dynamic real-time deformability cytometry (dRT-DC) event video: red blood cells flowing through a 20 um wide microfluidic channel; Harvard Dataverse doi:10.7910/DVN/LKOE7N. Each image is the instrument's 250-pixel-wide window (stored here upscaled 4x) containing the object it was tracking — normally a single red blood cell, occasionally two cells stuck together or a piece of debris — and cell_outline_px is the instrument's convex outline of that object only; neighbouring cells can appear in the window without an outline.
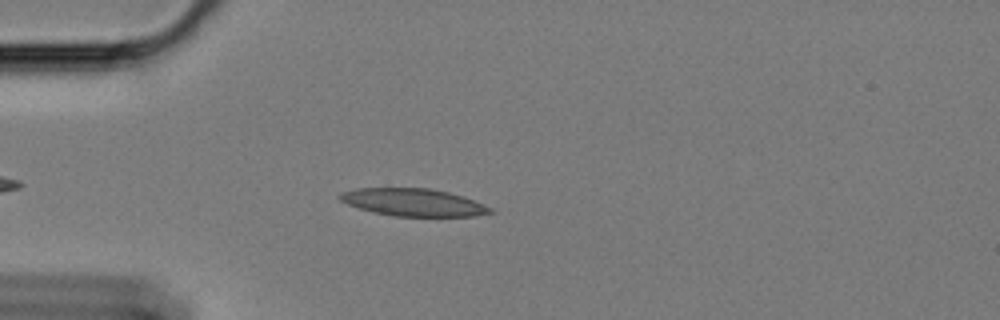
{"species": "Egyptian fruit bat (a non-hibernating species)", "species_latin": "Rousettus aegyptiacus", "temperature_condition": "cold", "stored_images_in_passage": 47, "camera_frame_rate_fps": 3000, "um_per_image_px": 0.085, "animal": {"sex": "female"}, "frame": {"image": 1, "passage_image": 8, "time_ms": 2.333, "image_size_px": [1000, 320], "cell_outline_px": [[496, 212], [476, 216], [396, 216], [372, 212], [348, 204], [340, 200], [336, 196], [344, 192], [356, 188], [428, 188], [448, 192], [464, 196], [484, 204], [492, 208]], "centroid_in_image_um": [35.17, 17.2], "position_along_channel_um": 49.8, "area_um2": 24.1}}
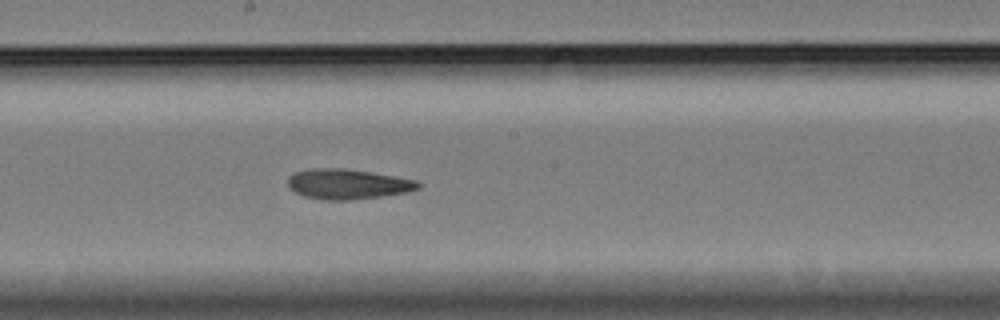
{"frame": {"image": 2, "passage_image": 24, "time_ms": 7.667, "image_size_px": [1000, 320], "cell_outline_px": [[424, 184], [420, 188], [404, 192], [380, 196], [348, 200], [324, 200], [304, 196], [288, 188], [288, 176], [296, 172], [308, 168], [344, 168], [372, 172], [416, 180]], "centroid_in_image_um": [29.53, 15.63], "position_along_channel_um": 218.7, "area_um2": 22.89}}
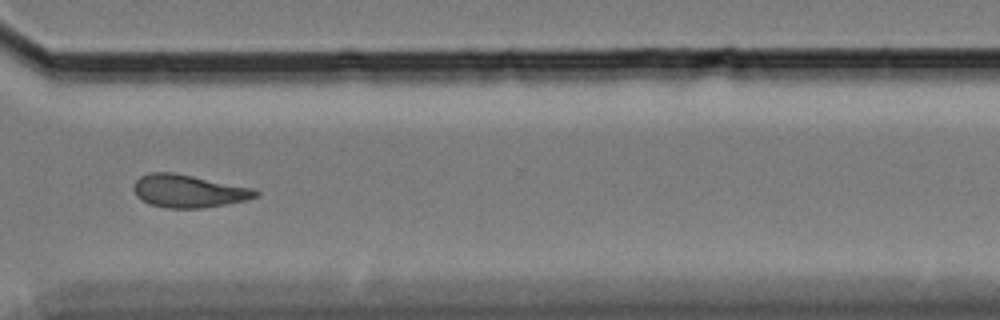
{"frame": {"image": 3, "passage_image": 36, "time_ms": 11.667, "image_size_px": [1000, 320], "cell_outline_px": [[260, 196], [248, 200], [204, 208], [168, 208], [148, 204], [136, 196], [132, 188], [132, 184], [140, 176], [148, 172], [172, 172], [252, 188], [260, 192]], "centroid_in_image_um": [16.0, 16.25], "position_along_channel_um": 354.6, "area_um2": 23.47}, "authors_computed_cell_mechanics": {"area_um2": 23.0044, "velocity_mm_per_s": 3.403, "shape_relaxation_time_tau1_ms": null, "shape_relaxation_time_tau2_ms": 3.821, "deformation_change_tau1": null, "deformation_change_tau2": 0.1029}}